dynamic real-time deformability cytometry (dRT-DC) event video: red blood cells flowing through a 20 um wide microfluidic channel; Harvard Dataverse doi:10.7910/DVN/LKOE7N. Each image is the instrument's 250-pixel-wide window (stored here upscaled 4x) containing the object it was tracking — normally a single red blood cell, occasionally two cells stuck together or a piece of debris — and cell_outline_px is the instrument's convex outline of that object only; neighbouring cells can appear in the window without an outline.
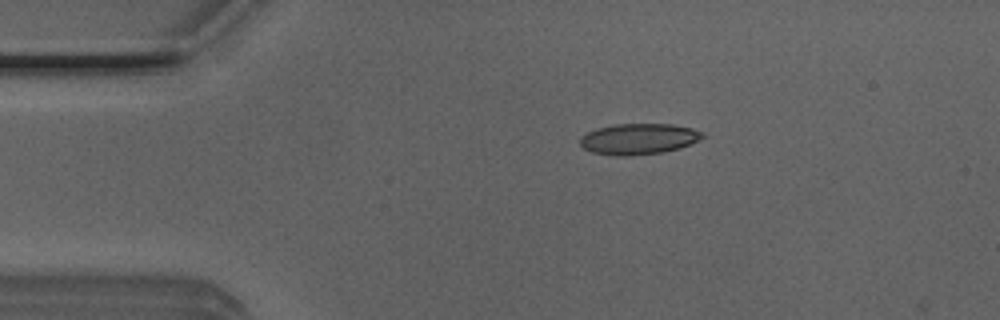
{"species": "Egyptian fruit bat (a non-hibernating species)", "species_latin": "Rousettus aegyptiacus", "temperature_condition": "room temperature", "stored_images_in_passage": 3, "camera_frame_rate_fps": 3000, "um_per_image_px": 0.085, "animal": {"sex": "male"}, "frame": {"image": 1, "passage_image": 2, "time_ms": 0.333, "image_size_px": [1000, 320], "cell_outline_px": [[704, 136], [680, 148], [664, 152], [628, 156], [616, 156], [592, 152], [584, 148], [580, 144], [580, 136], [596, 128], [616, 124], [672, 124], [692, 128], [704, 132]], "centroid_in_image_um": [54.26, 11.81], "position_along_channel_um": 30.7, "area_um2": 22.02}}